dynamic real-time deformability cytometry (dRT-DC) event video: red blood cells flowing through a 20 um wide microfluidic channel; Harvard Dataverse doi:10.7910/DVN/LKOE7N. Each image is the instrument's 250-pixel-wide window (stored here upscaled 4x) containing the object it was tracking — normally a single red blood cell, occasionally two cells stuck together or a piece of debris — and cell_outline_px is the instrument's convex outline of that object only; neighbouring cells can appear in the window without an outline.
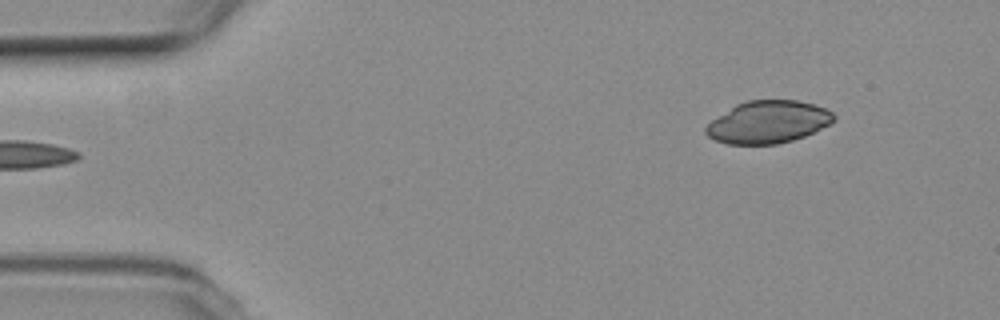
{"species": "common noctule bat (a hibernating species)", "species_latin": "Nyctalus noctula", "temperature_condition": "room temperature", "stored_images_in_passage": 9, "camera_frame_rate_fps": 3000, "um_per_image_px": 0.085, "animal": {"sex": "female", "body_mass_g": 19.3, "forearm_length_mm": 54.1}, "frame": {"image": 1, "passage_image": 1, "time_ms": 0.0, "image_size_px": [1000, 320], "cell_outline_px": [[836, 116], [828, 124], [804, 136], [792, 140], [776, 144], [728, 144], [716, 140], [708, 136], [704, 132], [704, 128], [712, 120], [736, 104], [748, 100], [796, 100], [812, 104], [824, 108], [832, 112]], "centroid_in_image_um": [65.25, 10.37], "position_along_channel_um": 19.8, "area_um2": 31.21}}